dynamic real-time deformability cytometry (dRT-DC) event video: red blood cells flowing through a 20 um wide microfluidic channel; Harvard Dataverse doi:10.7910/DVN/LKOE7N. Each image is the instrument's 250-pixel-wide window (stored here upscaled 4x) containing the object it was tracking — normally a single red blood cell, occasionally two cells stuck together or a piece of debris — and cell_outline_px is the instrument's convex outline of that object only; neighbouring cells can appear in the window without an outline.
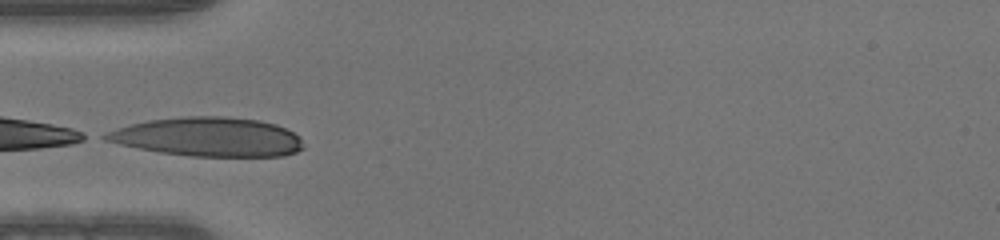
{"species": "human", "species_latin": "Homo sapiens", "temperature_condition": "warm", "stored_images_in_passage": 19, "camera_frame_rate_fps": 3000, "um_per_image_px": 0.085, "donor": {"sex": "male"}, "frame": {"image": 1, "passage_image": 1, "time_ms": 0.0, "image_size_px": [1000, 240], "cell_outline_px": [[304, 148], [296, 152], [284, 156], [192, 156], [160, 152], [120, 144], [104, 140], [100, 136], [116, 128], [148, 120], [188, 116], [224, 116], [260, 120], [276, 124], [300, 136]], "centroid_in_image_um": [17.72, 11.63], "position_along_channel_um": 67.3, "area_um2": 44.85}}
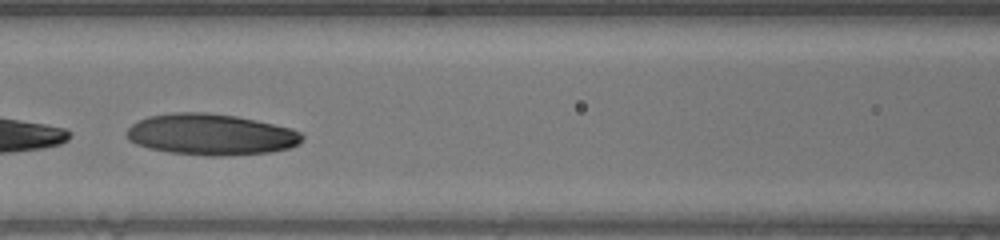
{"frame": {"image": 2, "passage_image": 7, "time_ms": 2.0, "image_size_px": [1000, 240], "cell_outline_px": [[304, 136], [300, 144], [288, 148], [272, 152], [216, 156], [208, 156], [168, 152], [148, 148], [136, 144], [128, 140], [124, 136], [124, 132], [132, 124], [148, 116], [172, 112], [204, 112], [236, 116], [256, 120], [292, 128], [300, 132]], "centroid_in_image_um": [17.9, 11.43], "position_along_channel_um": 148.7, "area_um2": 42.43}}
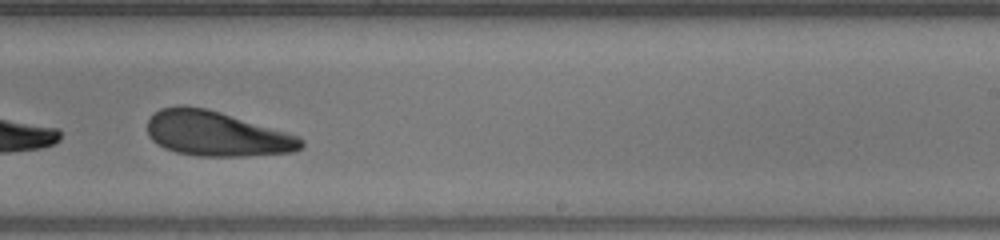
{"frame": {"image": 3, "passage_image": 16, "time_ms": 5.0, "image_size_px": [1000, 240], "cell_outline_px": [[304, 144], [300, 148], [292, 152], [248, 156], [196, 156], [176, 152], [164, 148], [156, 144], [148, 136], [148, 120], [160, 108], [180, 104], [204, 108], [220, 112], [300, 136], [304, 140]], "centroid_in_image_um": [18.39, 11.37], "position_along_channel_um": 270.6, "area_um2": 40.29}}